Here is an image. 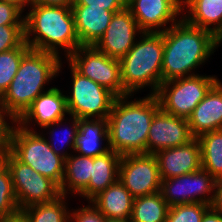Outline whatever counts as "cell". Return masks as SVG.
Masks as SVG:
<instances>
[{
  "label": "cell",
  "mask_w": 222,
  "mask_h": 222,
  "mask_svg": "<svg viewBox=\"0 0 222 222\" xmlns=\"http://www.w3.org/2000/svg\"><path fill=\"white\" fill-rule=\"evenodd\" d=\"M180 18L163 32L162 83L195 75L193 69L195 71L206 62L220 46L212 32L188 24L182 16Z\"/></svg>",
  "instance_id": "1"
},
{
  "label": "cell",
  "mask_w": 222,
  "mask_h": 222,
  "mask_svg": "<svg viewBox=\"0 0 222 222\" xmlns=\"http://www.w3.org/2000/svg\"><path fill=\"white\" fill-rule=\"evenodd\" d=\"M130 96L117 97L107 118L109 147L121 156L146 153L150 125L160 109L156 95L127 101Z\"/></svg>",
  "instance_id": "2"
},
{
  "label": "cell",
  "mask_w": 222,
  "mask_h": 222,
  "mask_svg": "<svg viewBox=\"0 0 222 222\" xmlns=\"http://www.w3.org/2000/svg\"><path fill=\"white\" fill-rule=\"evenodd\" d=\"M29 10L24 14V31L32 50L60 57L62 49L68 58L81 46L71 6L31 4Z\"/></svg>",
  "instance_id": "3"
},
{
  "label": "cell",
  "mask_w": 222,
  "mask_h": 222,
  "mask_svg": "<svg viewBox=\"0 0 222 222\" xmlns=\"http://www.w3.org/2000/svg\"><path fill=\"white\" fill-rule=\"evenodd\" d=\"M61 61V57L54 54L32 49L22 57L16 75L0 97V106L13 121L46 92L44 86L62 71Z\"/></svg>",
  "instance_id": "4"
},
{
  "label": "cell",
  "mask_w": 222,
  "mask_h": 222,
  "mask_svg": "<svg viewBox=\"0 0 222 222\" xmlns=\"http://www.w3.org/2000/svg\"><path fill=\"white\" fill-rule=\"evenodd\" d=\"M140 37L119 60L124 96L145 86H150V93L156 95L162 83L163 32H142Z\"/></svg>",
  "instance_id": "5"
},
{
  "label": "cell",
  "mask_w": 222,
  "mask_h": 222,
  "mask_svg": "<svg viewBox=\"0 0 222 222\" xmlns=\"http://www.w3.org/2000/svg\"><path fill=\"white\" fill-rule=\"evenodd\" d=\"M11 125L13 126H11L9 134L8 150L19 161L29 165L60 187L64 177L65 158L50 148L44 134L38 133L34 129L27 130L15 121Z\"/></svg>",
  "instance_id": "6"
},
{
  "label": "cell",
  "mask_w": 222,
  "mask_h": 222,
  "mask_svg": "<svg viewBox=\"0 0 222 222\" xmlns=\"http://www.w3.org/2000/svg\"><path fill=\"white\" fill-rule=\"evenodd\" d=\"M218 81L216 76H192L161 83L156 96L160 108L173 116L188 119L210 88Z\"/></svg>",
  "instance_id": "7"
},
{
  "label": "cell",
  "mask_w": 222,
  "mask_h": 222,
  "mask_svg": "<svg viewBox=\"0 0 222 222\" xmlns=\"http://www.w3.org/2000/svg\"><path fill=\"white\" fill-rule=\"evenodd\" d=\"M0 159L10 171L19 211L53 201L61 195L60 187L54 181L19 161L8 149L0 155Z\"/></svg>",
  "instance_id": "8"
},
{
  "label": "cell",
  "mask_w": 222,
  "mask_h": 222,
  "mask_svg": "<svg viewBox=\"0 0 222 222\" xmlns=\"http://www.w3.org/2000/svg\"><path fill=\"white\" fill-rule=\"evenodd\" d=\"M69 66L72 75L71 94L66 95L69 115L78 119H107L117 96Z\"/></svg>",
  "instance_id": "9"
},
{
  "label": "cell",
  "mask_w": 222,
  "mask_h": 222,
  "mask_svg": "<svg viewBox=\"0 0 222 222\" xmlns=\"http://www.w3.org/2000/svg\"><path fill=\"white\" fill-rule=\"evenodd\" d=\"M66 59L82 76L107 88L117 97L124 96L119 59L107 56L94 46H80Z\"/></svg>",
  "instance_id": "10"
},
{
  "label": "cell",
  "mask_w": 222,
  "mask_h": 222,
  "mask_svg": "<svg viewBox=\"0 0 222 222\" xmlns=\"http://www.w3.org/2000/svg\"><path fill=\"white\" fill-rule=\"evenodd\" d=\"M215 182L216 179L201 168L193 173L161 180L160 192L169 207L188 203L211 205Z\"/></svg>",
  "instance_id": "11"
},
{
  "label": "cell",
  "mask_w": 222,
  "mask_h": 222,
  "mask_svg": "<svg viewBox=\"0 0 222 222\" xmlns=\"http://www.w3.org/2000/svg\"><path fill=\"white\" fill-rule=\"evenodd\" d=\"M118 179L134 198L154 194L161 189L159 167L154 154L121 156Z\"/></svg>",
  "instance_id": "12"
},
{
  "label": "cell",
  "mask_w": 222,
  "mask_h": 222,
  "mask_svg": "<svg viewBox=\"0 0 222 222\" xmlns=\"http://www.w3.org/2000/svg\"><path fill=\"white\" fill-rule=\"evenodd\" d=\"M126 7L142 32H164L183 16L182 0H127Z\"/></svg>",
  "instance_id": "13"
},
{
  "label": "cell",
  "mask_w": 222,
  "mask_h": 222,
  "mask_svg": "<svg viewBox=\"0 0 222 222\" xmlns=\"http://www.w3.org/2000/svg\"><path fill=\"white\" fill-rule=\"evenodd\" d=\"M193 139L188 119L173 116L160 108L150 125L146 153L155 154L163 149L187 144Z\"/></svg>",
  "instance_id": "14"
},
{
  "label": "cell",
  "mask_w": 222,
  "mask_h": 222,
  "mask_svg": "<svg viewBox=\"0 0 222 222\" xmlns=\"http://www.w3.org/2000/svg\"><path fill=\"white\" fill-rule=\"evenodd\" d=\"M138 33L141 34L142 31L130 10L125 7L114 13L104 35L94 47L107 56L120 60L136 43L135 36Z\"/></svg>",
  "instance_id": "15"
},
{
  "label": "cell",
  "mask_w": 222,
  "mask_h": 222,
  "mask_svg": "<svg viewBox=\"0 0 222 222\" xmlns=\"http://www.w3.org/2000/svg\"><path fill=\"white\" fill-rule=\"evenodd\" d=\"M161 180L196 172L202 168L201 146L197 138L189 143L154 154Z\"/></svg>",
  "instance_id": "16"
},
{
  "label": "cell",
  "mask_w": 222,
  "mask_h": 222,
  "mask_svg": "<svg viewBox=\"0 0 222 222\" xmlns=\"http://www.w3.org/2000/svg\"><path fill=\"white\" fill-rule=\"evenodd\" d=\"M68 113L66 95L58 87H51L40 94L15 121L18 125L31 130L30 122L42 129L48 125L64 119Z\"/></svg>",
  "instance_id": "17"
},
{
  "label": "cell",
  "mask_w": 222,
  "mask_h": 222,
  "mask_svg": "<svg viewBox=\"0 0 222 222\" xmlns=\"http://www.w3.org/2000/svg\"><path fill=\"white\" fill-rule=\"evenodd\" d=\"M194 138L204 133L222 130V82L218 80L188 118Z\"/></svg>",
  "instance_id": "18"
},
{
  "label": "cell",
  "mask_w": 222,
  "mask_h": 222,
  "mask_svg": "<svg viewBox=\"0 0 222 222\" xmlns=\"http://www.w3.org/2000/svg\"><path fill=\"white\" fill-rule=\"evenodd\" d=\"M71 8L80 45L94 46L104 35L114 12L87 5H72Z\"/></svg>",
  "instance_id": "19"
},
{
  "label": "cell",
  "mask_w": 222,
  "mask_h": 222,
  "mask_svg": "<svg viewBox=\"0 0 222 222\" xmlns=\"http://www.w3.org/2000/svg\"><path fill=\"white\" fill-rule=\"evenodd\" d=\"M121 155L110 149L93 157L92 174L89 184L78 194L90 202L100 192L112 185L119 177Z\"/></svg>",
  "instance_id": "20"
},
{
  "label": "cell",
  "mask_w": 222,
  "mask_h": 222,
  "mask_svg": "<svg viewBox=\"0 0 222 222\" xmlns=\"http://www.w3.org/2000/svg\"><path fill=\"white\" fill-rule=\"evenodd\" d=\"M102 141L106 142V147ZM107 119H79L74 151L78 155L96 157L110 150Z\"/></svg>",
  "instance_id": "21"
},
{
  "label": "cell",
  "mask_w": 222,
  "mask_h": 222,
  "mask_svg": "<svg viewBox=\"0 0 222 222\" xmlns=\"http://www.w3.org/2000/svg\"><path fill=\"white\" fill-rule=\"evenodd\" d=\"M90 202L106 219L130 220L134 197L118 179Z\"/></svg>",
  "instance_id": "22"
},
{
  "label": "cell",
  "mask_w": 222,
  "mask_h": 222,
  "mask_svg": "<svg viewBox=\"0 0 222 222\" xmlns=\"http://www.w3.org/2000/svg\"><path fill=\"white\" fill-rule=\"evenodd\" d=\"M182 8L189 13L182 17L188 24L215 36L222 30V0H182Z\"/></svg>",
  "instance_id": "23"
},
{
  "label": "cell",
  "mask_w": 222,
  "mask_h": 222,
  "mask_svg": "<svg viewBox=\"0 0 222 222\" xmlns=\"http://www.w3.org/2000/svg\"><path fill=\"white\" fill-rule=\"evenodd\" d=\"M93 157L69 155L65 159V171L60 186L61 195H78L88 184L92 174ZM70 191V193L68 192Z\"/></svg>",
  "instance_id": "24"
},
{
  "label": "cell",
  "mask_w": 222,
  "mask_h": 222,
  "mask_svg": "<svg viewBox=\"0 0 222 222\" xmlns=\"http://www.w3.org/2000/svg\"><path fill=\"white\" fill-rule=\"evenodd\" d=\"M66 195H60L57 199L28 206L20 211V222H70V211Z\"/></svg>",
  "instance_id": "25"
},
{
  "label": "cell",
  "mask_w": 222,
  "mask_h": 222,
  "mask_svg": "<svg viewBox=\"0 0 222 222\" xmlns=\"http://www.w3.org/2000/svg\"><path fill=\"white\" fill-rule=\"evenodd\" d=\"M169 206L161 192L134 198L130 222H166Z\"/></svg>",
  "instance_id": "26"
},
{
  "label": "cell",
  "mask_w": 222,
  "mask_h": 222,
  "mask_svg": "<svg viewBox=\"0 0 222 222\" xmlns=\"http://www.w3.org/2000/svg\"><path fill=\"white\" fill-rule=\"evenodd\" d=\"M197 139L201 146L202 168L216 180L222 178V130L204 133Z\"/></svg>",
  "instance_id": "27"
},
{
  "label": "cell",
  "mask_w": 222,
  "mask_h": 222,
  "mask_svg": "<svg viewBox=\"0 0 222 222\" xmlns=\"http://www.w3.org/2000/svg\"><path fill=\"white\" fill-rule=\"evenodd\" d=\"M19 213L10 171L0 159V219L14 222L19 220Z\"/></svg>",
  "instance_id": "28"
},
{
  "label": "cell",
  "mask_w": 222,
  "mask_h": 222,
  "mask_svg": "<svg viewBox=\"0 0 222 222\" xmlns=\"http://www.w3.org/2000/svg\"><path fill=\"white\" fill-rule=\"evenodd\" d=\"M31 48L24 41L19 47L0 53V97L8 89L19 69L22 57Z\"/></svg>",
  "instance_id": "29"
},
{
  "label": "cell",
  "mask_w": 222,
  "mask_h": 222,
  "mask_svg": "<svg viewBox=\"0 0 222 222\" xmlns=\"http://www.w3.org/2000/svg\"><path fill=\"white\" fill-rule=\"evenodd\" d=\"M210 205L188 203L169 207L166 222H201Z\"/></svg>",
  "instance_id": "30"
},
{
  "label": "cell",
  "mask_w": 222,
  "mask_h": 222,
  "mask_svg": "<svg viewBox=\"0 0 222 222\" xmlns=\"http://www.w3.org/2000/svg\"><path fill=\"white\" fill-rule=\"evenodd\" d=\"M71 126H69L70 128H71V131H70V129H68V127H66L65 128V135H64V138H63V141H66V142H64L65 144H67L66 146H68L67 147V149L69 150V149H72L73 151H74V148H75V143H76V136H77V130H78V126H79V119L78 118H76L75 116H71ZM65 120V123H66V120H68L67 118L65 119H60L59 121H57L56 123H53V124H51V125H48V126H46V127H44V129H46L47 130V128H48V130H49V135L51 136L50 138L52 139H47V142H48V144L50 145V148L56 153V154H58V155H60L61 157H63V158H67L69 155H71L70 153L68 154V152H65L64 150H60L61 148L63 149V147H56V145H55V143H54V139H53V137H54V134H56V129H55V127L57 126H59L60 127V125H63L62 124V122ZM53 126H55V127H53ZM55 132V133H54ZM61 138H62V136H61ZM65 139V140H64ZM49 140V141H48ZM53 141V142H52ZM59 142H60V140H59ZM63 143V145H65ZM60 148V149H59ZM64 151V152H63ZM61 152V153H60Z\"/></svg>",
  "instance_id": "31"
},
{
  "label": "cell",
  "mask_w": 222,
  "mask_h": 222,
  "mask_svg": "<svg viewBox=\"0 0 222 222\" xmlns=\"http://www.w3.org/2000/svg\"><path fill=\"white\" fill-rule=\"evenodd\" d=\"M24 41V25L0 26V53L19 47Z\"/></svg>",
  "instance_id": "32"
},
{
  "label": "cell",
  "mask_w": 222,
  "mask_h": 222,
  "mask_svg": "<svg viewBox=\"0 0 222 222\" xmlns=\"http://www.w3.org/2000/svg\"><path fill=\"white\" fill-rule=\"evenodd\" d=\"M14 4L0 0V26L24 25V15Z\"/></svg>",
  "instance_id": "33"
},
{
  "label": "cell",
  "mask_w": 222,
  "mask_h": 222,
  "mask_svg": "<svg viewBox=\"0 0 222 222\" xmlns=\"http://www.w3.org/2000/svg\"><path fill=\"white\" fill-rule=\"evenodd\" d=\"M90 205L83 206L79 209H74L70 212V222H106L107 219L100 211L89 202Z\"/></svg>",
  "instance_id": "34"
},
{
  "label": "cell",
  "mask_w": 222,
  "mask_h": 222,
  "mask_svg": "<svg viewBox=\"0 0 222 222\" xmlns=\"http://www.w3.org/2000/svg\"><path fill=\"white\" fill-rule=\"evenodd\" d=\"M127 0H74L72 5H87L118 12L126 7Z\"/></svg>",
  "instance_id": "35"
},
{
  "label": "cell",
  "mask_w": 222,
  "mask_h": 222,
  "mask_svg": "<svg viewBox=\"0 0 222 222\" xmlns=\"http://www.w3.org/2000/svg\"><path fill=\"white\" fill-rule=\"evenodd\" d=\"M8 117V118H6ZM9 119L11 123L14 121L4 112L0 106V155L6 151L9 147V134L11 130L10 122L6 121Z\"/></svg>",
  "instance_id": "36"
},
{
  "label": "cell",
  "mask_w": 222,
  "mask_h": 222,
  "mask_svg": "<svg viewBox=\"0 0 222 222\" xmlns=\"http://www.w3.org/2000/svg\"><path fill=\"white\" fill-rule=\"evenodd\" d=\"M210 207L222 213V178L217 179L214 188V197Z\"/></svg>",
  "instance_id": "37"
},
{
  "label": "cell",
  "mask_w": 222,
  "mask_h": 222,
  "mask_svg": "<svg viewBox=\"0 0 222 222\" xmlns=\"http://www.w3.org/2000/svg\"><path fill=\"white\" fill-rule=\"evenodd\" d=\"M201 222H222V213L211 207L204 213Z\"/></svg>",
  "instance_id": "38"
},
{
  "label": "cell",
  "mask_w": 222,
  "mask_h": 222,
  "mask_svg": "<svg viewBox=\"0 0 222 222\" xmlns=\"http://www.w3.org/2000/svg\"><path fill=\"white\" fill-rule=\"evenodd\" d=\"M74 0H31V4L72 6Z\"/></svg>",
  "instance_id": "39"
},
{
  "label": "cell",
  "mask_w": 222,
  "mask_h": 222,
  "mask_svg": "<svg viewBox=\"0 0 222 222\" xmlns=\"http://www.w3.org/2000/svg\"><path fill=\"white\" fill-rule=\"evenodd\" d=\"M11 4H14L17 8H19L22 12L25 10V6L31 5V0H1Z\"/></svg>",
  "instance_id": "40"
},
{
  "label": "cell",
  "mask_w": 222,
  "mask_h": 222,
  "mask_svg": "<svg viewBox=\"0 0 222 222\" xmlns=\"http://www.w3.org/2000/svg\"><path fill=\"white\" fill-rule=\"evenodd\" d=\"M106 222H130L129 220H123V219H107Z\"/></svg>",
  "instance_id": "41"
},
{
  "label": "cell",
  "mask_w": 222,
  "mask_h": 222,
  "mask_svg": "<svg viewBox=\"0 0 222 222\" xmlns=\"http://www.w3.org/2000/svg\"><path fill=\"white\" fill-rule=\"evenodd\" d=\"M217 41L219 44L222 43V30L216 35Z\"/></svg>",
  "instance_id": "42"
},
{
  "label": "cell",
  "mask_w": 222,
  "mask_h": 222,
  "mask_svg": "<svg viewBox=\"0 0 222 222\" xmlns=\"http://www.w3.org/2000/svg\"><path fill=\"white\" fill-rule=\"evenodd\" d=\"M0 222H10V221H7L5 219H0Z\"/></svg>",
  "instance_id": "43"
}]
</instances>
